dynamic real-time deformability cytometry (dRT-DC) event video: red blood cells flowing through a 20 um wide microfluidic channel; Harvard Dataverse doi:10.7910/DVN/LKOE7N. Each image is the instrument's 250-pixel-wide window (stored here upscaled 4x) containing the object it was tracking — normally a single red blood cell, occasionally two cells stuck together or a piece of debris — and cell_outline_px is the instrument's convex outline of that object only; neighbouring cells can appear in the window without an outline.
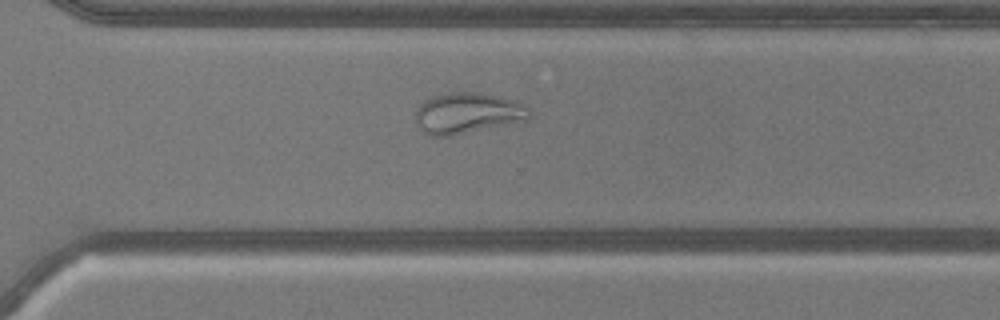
{"species": "common noctule bat (a hibernating species)", "species_latin": "Nyctalus noctula", "temperature_condition": "warm", "stored_images_in_passage": 52, "camera_frame_rate_fps": 3000, "um_per_image_px": 0.085, "animal": {"sex": "male", "body_mass_g": 20.5, "forearm_length_mm": 52.5}, "frame": {"image": 1, "passage_image": 37, "time_ms": 12.0, "image_size_px": [1000, 320], "cell_outline_px": [[532, 116], [528, 120], [452, 136], [428, 136], [416, 128], [416, 108], [424, 100], [432, 96], [448, 92], [476, 92], [500, 96], [516, 100], [524, 104], [528, 108]], "centroid_in_image_um": [39.72, 9.62], "position_along_channel_um": 330.9, "area_um2": 27.74}}
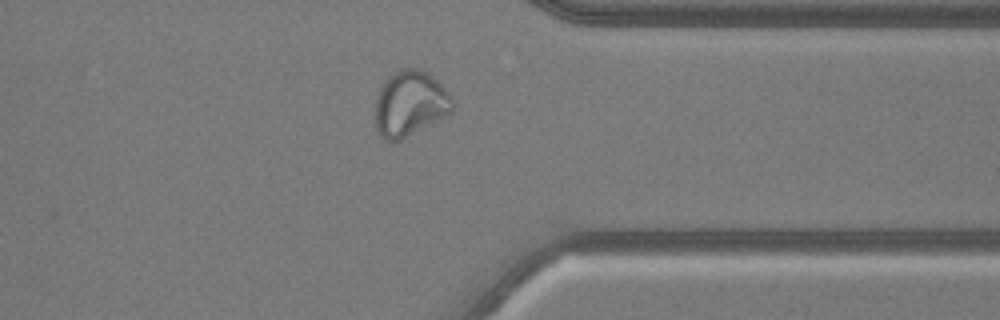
{"frame": {"image": 2, "passage_image": 41, "time_ms": 13.333, "image_size_px": [1000, 320], "cell_outline_px": [[456, 108], [452, 112], [400, 140], [384, 140], [376, 132], [376, 96], [384, 80], [388, 76], [400, 68], [416, 68], [428, 72], [452, 96], [456, 104]], "centroid_in_image_um": [34.86, 8.79], "position_along_channel_um": 376.5, "area_um2": 29.59}}
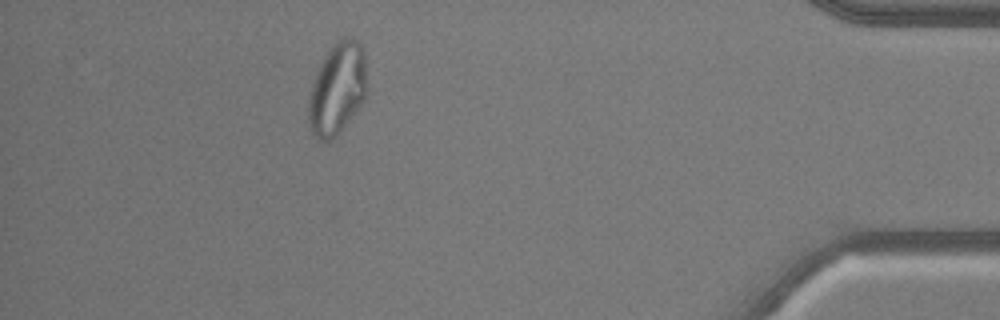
{"frame": {"image": 3, "passage_image": 47, "time_ms": 15.333, "image_size_px": [1000, 320], "cell_outline_px": [[368, 92], [364, 100], [344, 128], [328, 140], [320, 140], [308, 128], [308, 96], [312, 80], [324, 56], [332, 44], [340, 36], [352, 36], [360, 44], [364, 52], [368, 84]], "centroid_in_image_um": [28.68, 7.49], "position_along_channel_um": 406.5, "area_um2": 32.02}}